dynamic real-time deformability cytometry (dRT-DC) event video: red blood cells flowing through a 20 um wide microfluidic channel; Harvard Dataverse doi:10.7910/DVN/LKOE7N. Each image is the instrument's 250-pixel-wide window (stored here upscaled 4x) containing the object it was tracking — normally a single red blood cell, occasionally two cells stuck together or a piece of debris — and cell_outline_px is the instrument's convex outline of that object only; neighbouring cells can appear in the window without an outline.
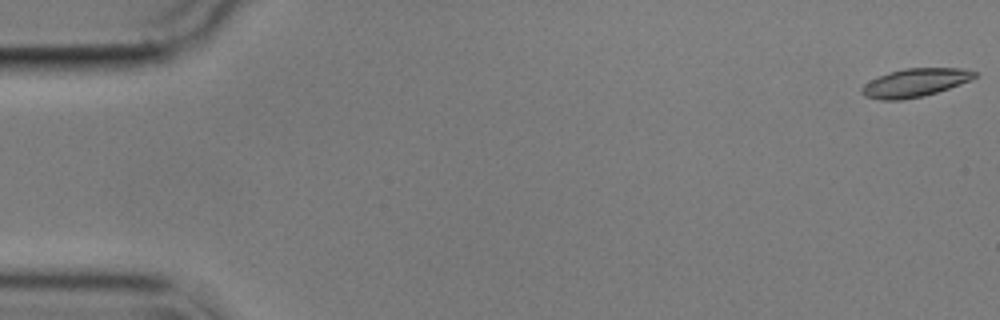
{"species": "common noctule bat (a hibernating species)", "species_latin": "Nyctalus noctula", "temperature_condition": "cold", "stored_images_in_passage": 56, "camera_frame_rate_fps": 3000, "um_per_image_px": 0.085, "animal": {"sex": "male", "body_mass_g": 17.9}, "frame": {"image": 1, "passage_image": 1, "time_ms": 0.0, "image_size_px": [1000, 320], "cell_outline_px": [[976, 76], [960, 84], [924, 96], [900, 100], [880, 100], [864, 96], [860, 92], [860, 88], [864, 84], [880, 76], [904, 68], [964, 68], [976, 72]], "centroid_in_image_um": [77.75, 7.04], "position_along_channel_um": 7.3, "area_um2": 18.38}}
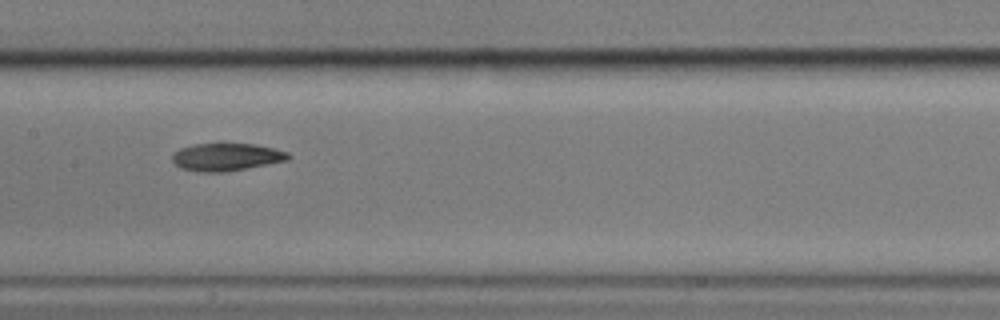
{"frame": {"image": 2, "passage_image": 28, "time_ms": 9.0, "image_size_px": [1000, 320], "cell_outline_px": [[292, 156], [288, 160], [224, 172], [200, 172], [180, 168], [172, 160], [172, 156], [180, 148], [196, 144], [256, 144], [288, 152]], "centroid_in_image_um": [19.25, 13.35], "position_along_channel_um": 188.2, "area_um2": 18.44}}
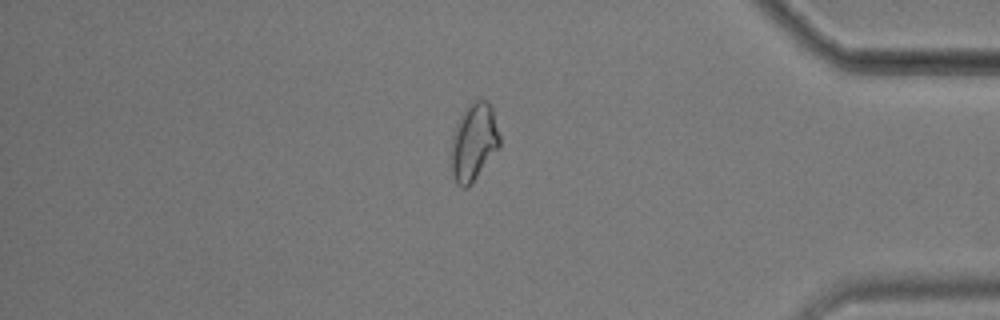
{"frame": {"image": 3, "passage_image": 48, "time_ms": 15.667, "image_size_px": [1000, 320], "cell_outline_px": [[500, 144], [468, 188], [460, 188], [456, 184], [452, 172], [452, 136], [460, 116], [468, 104], [472, 100], [488, 100], [492, 104], [500, 136]], "centroid_in_image_um": [40.28, 12.03], "position_along_channel_um": 394.9, "area_um2": 21.73}, "authors_computed_cell_mechanics": {"area_um2": 18.9584, "velocity_mm_per_s": 3.5318, "shape_relaxation_time_tau1_ms": null, "shape_relaxation_time_tau2_ms": 5.0738, "deformation_change_tau1": null, "deformation_change_tau2": 0.1011}}